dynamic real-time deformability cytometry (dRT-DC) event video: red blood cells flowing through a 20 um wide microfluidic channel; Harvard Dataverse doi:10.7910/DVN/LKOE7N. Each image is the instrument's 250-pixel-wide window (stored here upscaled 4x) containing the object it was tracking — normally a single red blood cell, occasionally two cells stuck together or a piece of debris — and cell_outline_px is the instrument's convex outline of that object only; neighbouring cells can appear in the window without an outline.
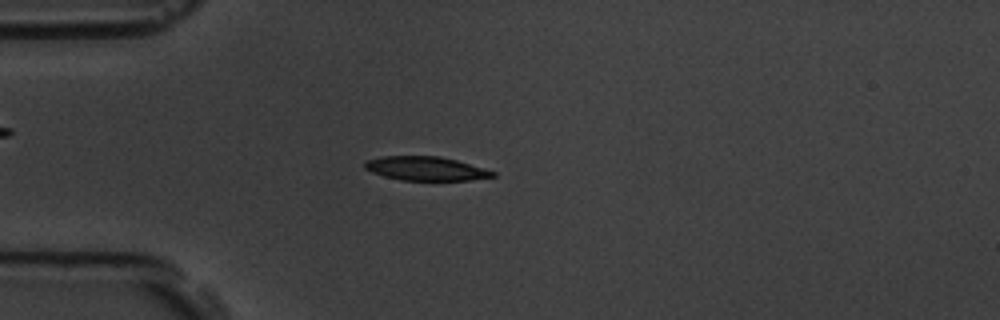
{"species": "common noctule bat (a hibernating species)", "species_latin": "Nyctalus noctula", "temperature_condition": "room temperature", "stored_images_in_passage": 56, "camera_frame_rate_fps": 3000, "um_per_image_px": 0.085, "animal": {"sex": "male", "body_mass_g": 19.5, "forearm_length_mm": 54.6}, "frame": {"image": 1, "passage_image": 15, "time_ms": 4.667, "image_size_px": [1000, 320], "cell_outline_px": [[496, 176], [468, 180], [400, 180], [384, 176], [372, 172], [364, 168], [364, 160], [380, 156], [440, 156], [456, 160], [496, 172]], "centroid_in_image_um": [36.14, 14.32], "position_along_channel_um": 48.9, "area_um2": 17.8}}
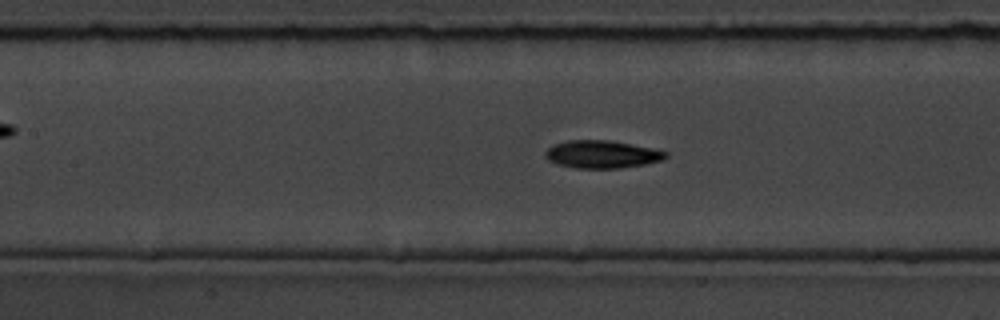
{"frame": {"image": 2, "passage_image": 25, "time_ms": 8.0, "image_size_px": [1000, 320], "cell_outline_px": [[668, 156], [664, 160], [644, 164], [620, 168], [576, 168], [556, 164], [548, 160], [544, 152], [552, 144], [568, 140], [608, 140], [652, 148], [668, 152]], "centroid_in_image_um": [51.15, 13.11], "position_along_channel_um": 156.3, "area_um2": 19.48}}
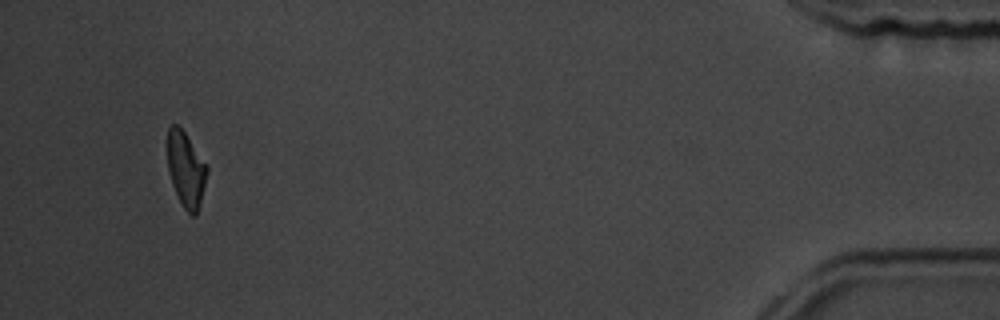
{"frame": {"image": 3, "passage_image": 53, "time_ms": 17.333, "image_size_px": [1000, 320], "cell_outline_px": [[208, 172], [196, 216], [192, 216], [184, 208], [172, 184], [168, 172], [168, 128], [172, 124], [176, 124], [184, 132], [208, 168]], "centroid_in_image_um": [15.79, 14.41], "position_along_channel_um": 419.4, "area_um2": 16.82}, "authors_computed_cell_mechanics": {"area_um2": 18.2648, "velocity_mm_per_s": 3.6375, "shape_relaxation_time_tau1_ms": 4.0817, "shape_relaxation_time_tau2_ms": 9.8159, "deformation_change_tau1": 0.1525, "deformation_change_tau2": 0.1741}}